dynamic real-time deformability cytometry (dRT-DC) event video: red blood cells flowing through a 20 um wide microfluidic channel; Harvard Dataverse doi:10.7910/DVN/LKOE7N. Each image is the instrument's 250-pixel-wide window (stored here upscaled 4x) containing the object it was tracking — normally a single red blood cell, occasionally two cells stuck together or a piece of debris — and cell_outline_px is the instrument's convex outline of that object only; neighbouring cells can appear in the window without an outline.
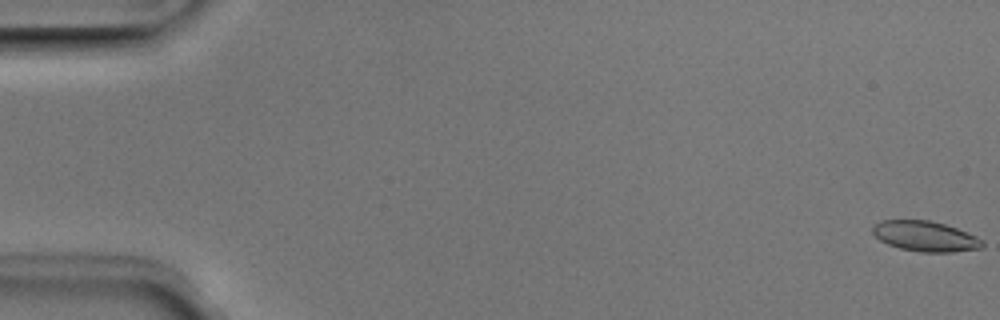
{"species": "Egyptian fruit bat (a non-hibernating species)", "species_latin": "Rousettus aegyptiacus", "temperature_condition": "room temperature", "stored_images_in_passage": 9, "camera_frame_rate_fps": 3000, "um_per_image_px": 0.085, "animal": {"sex": "male"}, "frame": {"image": 1, "passage_image": 1, "time_ms": 0.0, "image_size_px": [1000, 320], "cell_outline_px": [[984, 244], [980, 248], [952, 252], [920, 252], [900, 248], [888, 244], [880, 240], [872, 232], [872, 224], [880, 220], [928, 220], [944, 224], [956, 228], [976, 236], [984, 240]], "centroid_in_image_um": [78.62, 20.07], "position_along_channel_um": 6.4, "area_um2": 19.36}}